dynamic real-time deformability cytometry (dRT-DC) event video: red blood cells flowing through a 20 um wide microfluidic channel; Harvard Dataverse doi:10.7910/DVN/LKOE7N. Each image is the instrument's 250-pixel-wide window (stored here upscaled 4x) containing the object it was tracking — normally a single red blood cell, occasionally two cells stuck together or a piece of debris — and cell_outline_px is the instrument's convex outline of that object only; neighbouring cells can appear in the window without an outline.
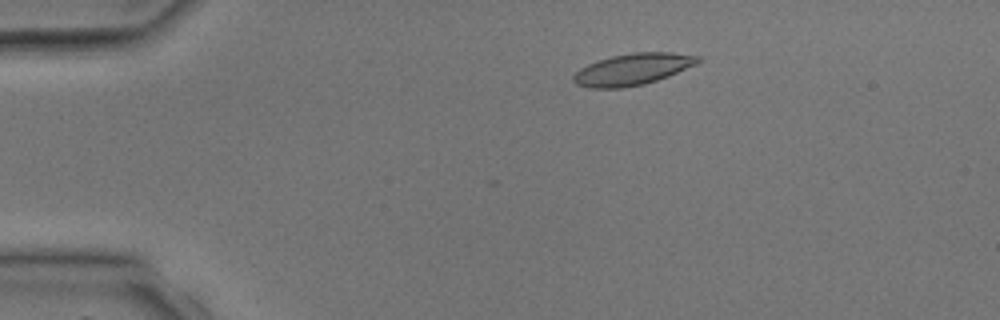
{"species": "common noctule bat (a hibernating species)", "species_latin": "Nyctalus noctula", "temperature_condition": "room temperature", "stored_images_in_passage": 2, "camera_frame_rate_fps": 3000, "um_per_image_px": 0.085, "animal": {"sex": "male", "body_mass_g": 17.9, "forearm_length_mm": 54.2}, "frame": {"image": 1, "passage_image": 1, "time_ms": 0.0, "image_size_px": [1000, 320], "cell_outline_px": [[700, 60], [696, 64], [668, 76], [644, 84], [624, 88], [588, 88], [576, 84], [572, 80], [572, 76], [580, 68], [588, 64], [612, 56], [632, 52], [672, 52], [700, 56]], "centroid_in_image_um": [53.75, 5.89], "position_along_channel_um": 31.2, "area_um2": 22.83}}